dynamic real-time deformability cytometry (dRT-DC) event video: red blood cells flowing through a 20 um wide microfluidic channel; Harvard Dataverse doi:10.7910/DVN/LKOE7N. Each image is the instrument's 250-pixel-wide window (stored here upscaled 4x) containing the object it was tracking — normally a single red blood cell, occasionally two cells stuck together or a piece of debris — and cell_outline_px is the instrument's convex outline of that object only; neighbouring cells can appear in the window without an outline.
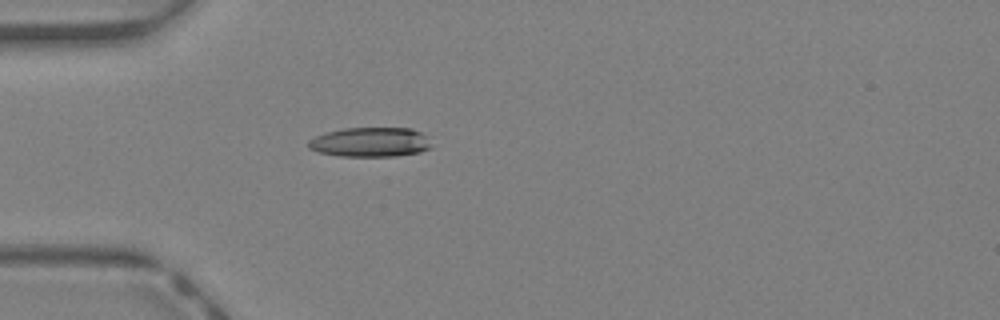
{"species": "Egyptian fruit bat (a non-hibernating species)", "species_latin": "Rousettus aegyptiacus", "temperature_condition": "warm", "stored_images_in_passage": 37, "camera_frame_rate_fps": 3000, "um_per_image_px": 0.085, "animal": {"sex": "female"}, "frame": {"image": 1, "passage_image": 6, "time_ms": 1.667, "image_size_px": [1000, 320], "cell_outline_px": [[432, 148], [420, 152], [396, 156], [340, 156], [320, 152], [308, 148], [308, 140], [324, 132], [344, 128], [412, 128], [420, 132], [424, 136]], "centroid_in_image_um": [31.44, 12.08], "position_along_channel_um": 53.6, "area_um2": 21.1}}
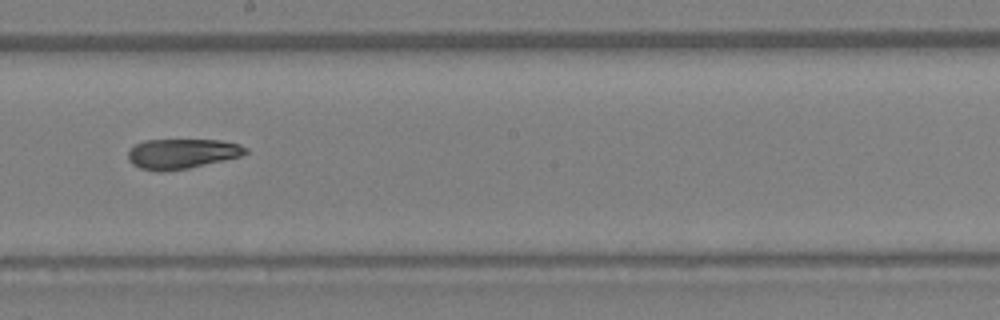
{"frame": {"image": 2, "passage_image": 18, "time_ms": 5.667, "image_size_px": [1000, 320], "cell_outline_px": [[248, 152], [240, 156], [224, 160], [188, 168], [160, 172], [156, 172], [140, 168], [132, 164], [128, 160], [128, 152], [136, 144], [144, 140], [220, 140], [240, 144], [248, 148]], "centroid_in_image_um": [15.46, 13.06], "position_along_channel_um": 232.7, "area_um2": 20.52}}
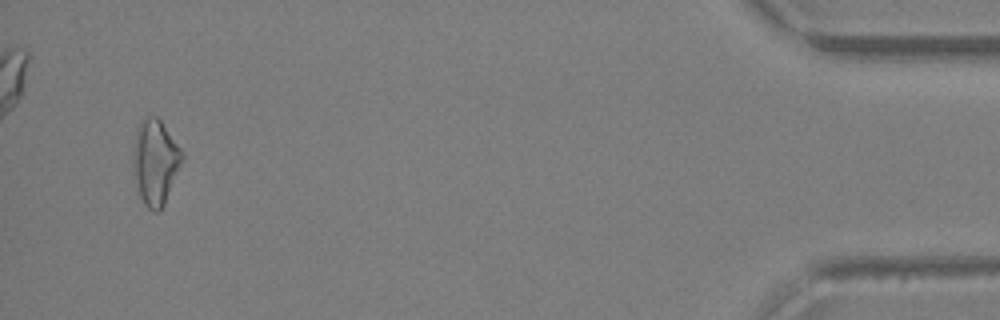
{"frame": {"image": 3, "passage_image": 35, "time_ms": 11.333, "image_size_px": [1000, 320], "cell_outline_px": [[184, 160], [164, 204], [160, 212], [152, 212], [144, 204], [140, 196], [132, 172], [132, 152], [136, 128], [140, 120], [148, 116], [156, 116], [160, 120], [184, 152]], "centroid_in_image_um": [13.18, 13.77], "position_along_channel_um": 422.0, "area_um2": 24.85}, "authors_computed_cell_mechanics": {"area_um2": 21.3282, "velocity_mm_per_s": 4.7463, "shape_relaxation_time_tau1_ms": 4.9055, "shape_relaxation_time_tau2_ms": 3.779, "deformation_change_tau1": 0.1891, "deformation_change_tau2": 0.1277}}